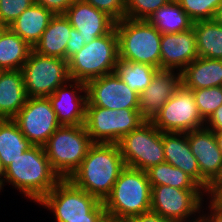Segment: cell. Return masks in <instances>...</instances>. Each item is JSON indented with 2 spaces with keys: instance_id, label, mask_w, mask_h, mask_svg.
Here are the masks:
<instances>
[{
  "instance_id": "cell-1",
  "label": "cell",
  "mask_w": 222,
  "mask_h": 222,
  "mask_svg": "<svg viewBox=\"0 0 222 222\" xmlns=\"http://www.w3.org/2000/svg\"><path fill=\"white\" fill-rule=\"evenodd\" d=\"M125 167L118 143H94L68 179L103 202Z\"/></svg>"
},
{
  "instance_id": "cell-2",
  "label": "cell",
  "mask_w": 222,
  "mask_h": 222,
  "mask_svg": "<svg viewBox=\"0 0 222 222\" xmlns=\"http://www.w3.org/2000/svg\"><path fill=\"white\" fill-rule=\"evenodd\" d=\"M61 180L43 146H32L5 168L3 187L10 185L37 204Z\"/></svg>"
},
{
  "instance_id": "cell-3",
  "label": "cell",
  "mask_w": 222,
  "mask_h": 222,
  "mask_svg": "<svg viewBox=\"0 0 222 222\" xmlns=\"http://www.w3.org/2000/svg\"><path fill=\"white\" fill-rule=\"evenodd\" d=\"M107 214L127 221L151 210V185L146 171L125 167L103 201Z\"/></svg>"
},
{
  "instance_id": "cell-4",
  "label": "cell",
  "mask_w": 222,
  "mask_h": 222,
  "mask_svg": "<svg viewBox=\"0 0 222 222\" xmlns=\"http://www.w3.org/2000/svg\"><path fill=\"white\" fill-rule=\"evenodd\" d=\"M118 58L160 69L161 33L147 20L123 18L115 22Z\"/></svg>"
},
{
  "instance_id": "cell-5",
  "label": "cell",
  "mask_w": 222,
  "mask_h": 222,
  "mask_svg": "<svg viewBox=\"0 0 222 222\" xmlns=\"http://www.w3.org/2000/svg\"><path fill=\"white\" fill-rule=\"evenodd\" d=\"M93 144L84 125H61L43 147L52 169L68 179Z\"/></svg>"
},
{
  "instance_id": "cell-6",
  "label": "cell",
  "mask_w": 222,
  "mask_h": 222,
  "mask_svg": "<svg viewBox=\"0 0 222 222\" xmlns=\"http://www.w3.org/2000/svg\"><path fill=\"white\" fill-rule=\"evenodd\" d=\"M118 60V37L115 27L106 35L92 40L68 61L72 80L88 81L115 71Z\"/></svg>"
},
{
  "instance_id": "cell-7",
  "label": "cell",
  "mask_w": 222,
  "mask_h": 222,
  "mask_svg": "<svg viewBox=\"0 0 222 222\" xmlns=\"http://www.w3.org/2000/svg\"><path fill=\"white\" fill-rule=\"evenodd\" d=\"M118 146L126 167L147 171L165 162L163 133L150 120L125 135Z\"/></svg>"
},
{
  "instance_id": "cell-8",
  "label": "cell",
  "mask_w": 222,
  "mask_h": 222,
  "mask_svg": "<svg viewBox=\"0 0 222 222\" xmlns=\"http://www.w3.org/2000/svg\"><path fill=\"white\" fill-rule=\"evenodd\" d=\"M145 121L138 109L86 106L84 126L94 143H118Z\"/></svg>"
},
{
  "instance_id": "cell-9",
  "label": "cell",
  "mask_w": 222,
  "mask_h": 222,
  "mask_svg": "<svg viewBox=\"0 0 222 222\" xmlns=\"http://www.w3.org/2000/svg\"><path fill=\"white\" fill-rule=\"evenodd\" d=\"M21 71L27 97H48L71 79L66 59L40 55L33 50Z\"/></svg>"
},
{
  "instance_id": "cell-10",
  "label": "cell",
  "mask_w": 222,
  "mask_h": 222,
  "mask_svg": "<svg viewBox=\"0 0 222 222\" xmlns=\"http://www.w3.org/2000/svg\"><path fill=\"white\" fill-rule=\"evenodd\" d=\"M207 196L204 189L151 186V211L177 222H199L200 207Z\"/></svg>"
},
{
  "instance_id": "cell-11",
  "label": "cell",
  "mask_w": 222,
  "mask_h": 222,
  "mask_svg": "<svg viewBox=\"0 0 222 222\" xmlns=\"http://www.w3.org/2000/svg\"><path fill=\"white\" fill-rule=\"evenodd\" d=\"M101 202L69 179H61L37 204L52 212L55 222H66V219L87 218Z\"/></svg>"
},
{
  "instance_id": "cell-12",
  "label": "cell",
  "mask_w": 222,
  "mask_h": 222,
  "mask_svg": "<svg viewBox=\"0 0 222 222\" xmlns=\"http://www.w3.org/2000/svg\"><path fill=\"white\" fill-rule=\"evenodd\" d=\"M150 121L162 133H186L205 126V120L195 103L193 91L186 89L182 84Z\"/></svg>"
},
{
  "instance_id": "cell-13",
  "label": "cell",
  "mask_w": 222,
  "mask_h": 222,
  "mask_svg": "<svg viewBox=\"0 0 222 222\" xmlns=\"http://www.w3.org/2000/svg\"><path fill=\"white\" fill-rule=\"evenodd\" d=\"M13 120L33 146H44L61 126L48 97H28Z\"/></svg>"
},
{
  "instance_id": "cell-14",
  "label": "cell",
  "mask_w": 222,
  "mask_h": 222,
  "mask_svg": "<svg viewBox=\"0 0 222 222\" xmlns=\"http://www.w3.org/2000/svg\"><path fill=\"white\" fill-rule=\"evenodd\" d=\"M87 105L106 109H138L139 94L115 73L103 75L86 83Z\"/></svg>"
},
{
  "instance_id": "cell-15",
  "label": "cell",
  "mask_w": 222,
  "mask_h": 222,
  "mask_svg": "<svg viewBox=\"0 0 222 222\" xmlns=\"http://www.w3.org/2000/svg\"><path fill=\"white\" fill-rule=\"evenodd\" d=\"M186 133L191 152L200 170V186L208 193L222 174V153L217 145L214 131L204 127Z\"/></svg>"
},
{
  "instance_id": "cell-16",
  "label": "cell",
  "mask_w": 222,
  "mask_h": 222,
  "mask_svg": "<svg viewBox=\"0 0 222 222\" xmlns=\"http://www.w3.org/2000/svg\"><path fill=\"white\" fill-rule=\"evenodd\" d=\"M61 125H84L86 118V83L70 79L48 96Z\"/></svg>"
},
{
  "instance_id": "cell-17",
  "label": "cell",
  "mask_w": 222,
  "mask_h": 222,
  "mask_svg": "<svg viewBox=\"0 0 222 222\" xmlns=\"http://www.w3.org/2000/svg\"><path fill=\"white\" fill-rule=\"evenodd\" d=\"M160 52V69L181 73L199 57L193 27L183 32L162 34Z\"/></svg>"
},
{
  "instance_id": "cell-18",
  "label": "cell",
  "mask_w": 222,
  "mask_h": 222,
  "mask_svg": "<svg viewBox=\"0 0 222 222\" xmlns=\"http://www.w3.org/2000/svg\"><path fill=\"white\" fill-rule=\"evenodd\" d=\"M64 15L85 44L108 34L115 27V21L110 16L83 0H75Z\"/></svg>"
},
{
  "instance_id": "cell-19",
  "label": "cell",
  "mask_w": 222,
  "mask_h": 222,
  "mask_svg": "<svg viewBox=\"0 0 222 222\" xmlns=\"http://www.w3.org/2000/svg\"><path fill=\"white\" fill-rule=\"evenodd\" d=\"M181 85V73L159 69L148 87L139 94L138 111L151 120Z\"/></svg>"
},
{
  "instance_id": "cell-20",
  "label": "cell",
  "mask_w": 222,
  "mask_h": 222,
  "mask_svg": "<svg viewBox=\"0 0 222 222\" xmlns=\"http://www.w3.org/2000/svg\"><path fill=\"white\" fill-rule=\"evenodd\" d=\"M163 148L165 162L181 169L200 185V170L187 133L163 132Z\"/></svg>"
},
{
  "instance_id": "cell-21",
  "label": "cell",
  "mask_w": 222,
  "mask_h": 222,
  "mask_svg": "<svg viewBox=\"0 0 222 222\" xmlns=\"http://www.w3.org/2000/svg\"><path fill=\"white\" fill-rule=\"evenodd\" d=\"M21 70L0 73V119H14L27 100Z\"/></svg>"
},
{
  "instance_id": "cell-22",
  "label": "cell",
  "mask_w": 222,
  "mask_h": 222,
  "mask_svg": "<svg viewBox=\"0 0 222 222\" xmlns=\"http://www.w3.org/2000/svg\"><path fill=\"white\" fill-rule=\"evenodd\" d=\"M181 84L188 90L222 86V59L193 60L181 72Z\"/></svg>"
},
{
  "instance_id": "cell-23",
  "label": "cell",
  "mask_w": 222,
  "mask_h": 222,
  "mask_svg": "<svg viewBox=\"0 0 222 222\" xmlns=\"http://www.w3.org/2000/svg\"><path fill=\"white\" fill-rule=\"evenodd\" d=\"M71 29L70 21L64 14L54 15L32 50L40 55L66 59Z\"/></svg>"
},
{
  "instance_id": "cell-24",
  "label": "cell",
  "mask_w": 222,
  "mask_h": 222,
  "mask_svg": "<svg viewBox=\"0 0 222 222\" xmlns=\"http://www.w3.org/2000/svg\"><path fill=\"white\" fill-rule=\"evenodd\" d=\"M53 16L45 7L33 3L8 27L33 48Z\"/></svg>"
},
{
  "instance_id": "cell-25",
  "label": "cell",
  "mask_w": 222,
  "mask_h": 222,
  "mask_svg": "<svg viewBox=\"0 0 222 222\" xmlns=\"http://www.w3.org/2000/svg\"><path fill=\"white\" fill-rule=\"evenodd\" d=\"M32 47L9 27L0 32V69L21 70Z\"/></svg>"
},
{
  "instance_id": "cell-26",
  "label": "cell",
  "mask_w": 222,
  "mask_h": 222,
  "mask_svg": "<svg viewBox=\"0 0 222 222\" xmlns=\"http://www.w3.org/2000/svg\"><path fill=\"white\" fill-rule=\"evenodd\" d=\"M147 21L161 34L183 32L193 26V21L176 0H171L158 8Z\"/></svg>"
},
{
  "instance_id": "cell-27",
  "label": "cell",
  "mask_w": 222,
  "mask_h": 222,
  "mask_svg": "<svg viewBox=\"0 0 222 222\" xmlns=\"http://www.w3.org/2000/svg\"><path fill=\"white\" fill-rule=\"evenodd\" d=\"M32 146L13 119H0V159L5 168Z\"/></svg>"
},
{
  "instance_id": "cell-28",
  "label": "cell",
  "mask_w": 222,
  "mask_h": 222,
  "mask_svg": "<svg viewBox=\"0 0 222 222\" xmlns=\"http://www.w3.org/2000/svg\"><path fill=\"white\" fill-rule=\"evenodd\" d=\"M199 57L222 59V25L212 20L193 22Z\"/></svg>"
},
{
  "instance_id": "cell-29",
  "label": "cell",
  "mask_w": 222,
  "mask_h": 222,
  "mask_svg": "<svg viewBox=\"0 0 222 222\" xmlns=\"http://www.w3.org/2000/svg\"><path fill=\"white\" fill-rule=\"evenodd\" d=\"M151 186L168 185L178 189H203L191 176L167 162L147 171Z\"/></svg>"
},
{
  "instance_id": "cell-30",
  "label": "cell",
  "mask_w": 222,
  "mask_h": 222,
  "mask_svg": "<svg viewBox=\"0 0 222 222\" xmlns=\"http://www.w3.org/2000/svg\"><path fill=\"white\" fill-rule=\"evenodd\" d=\"M158 70L148 64L130 62L118 58L114 72L133 91L140 94L148 87Z\"/></svg>"
},
{
  "instance_id": "cell-31",
  "label": "cell",
  "mask_w": 222,
  "mask_h": 222,
  "mask_svg": "<svg viewBox=\"0 0 222 222\" xmlns=\"http://www.w3.org/2000/svg\"><path fill=\"white\" fill-rule=\"evenodd\" d=\"M192 91L198 111L206 121L208 117L222 105V86L201 88Z\"/></svg>"
},
{
  "instance_id": "cell-32",
  "label": "cell",
  "mask_w": 222,
  "mask_h": 222,
  "mask_svg": "<svg viewBox=\"0 0 222 222\" xmlns=\"http://www.w3.org/2000/svg\"><path fill=\"white\" fill-rule=\"evenodd\" d=\"M193 21L212 20L222 0H176Z\"/></svg>"
},
{
  "instance_id": "cell-33",
  "label": "cell",
  "mask_w": 222,
  "mask_h": 222,
  "mask_svg": "<svg viewBox=\"0 0 222 222\" xmlns=\"http://www.w3.org/2000/svg\"><path fill=\"white\" fill-rule=\"evenodd\" d=\"M171 0H126L125 17L133 20H147L158 8Z\"/></svg>"
},
{
  "instance_id": "cell-34",
  "label": "cell",
  "mask_w": 222,
  "mask_h": 222,
  "mask_svg": "<svg viewBox=\"0 0 222 222\" xmlns=\"http://www.w3.org/2000/svg\"><path fill=\"white\" fill-rule=\"evenodd\" d=\"M34 0H0V23L8 27Z\"/></svg>"
},
{
  "instance_id": "cell-35",
  "label": "cell",
  "mask_w": 222,
  "mask_h": 222,
  "mask_svg": "<svg viewBox=\"0 0 222 222\" xmlns=\"http://www.w3.org/2000/svg\"><path fill=\"white\" fill-rule=\"evenodd\" d=\"M96 9L103 11L115 22L125 18L126 0H83Z\"/></svg>"
},
{
  "instance_id": "cell-36",
  "label": "cell",
  "mask_w": 222,
  "mask_h": 222,
  "mask_svg": "<svg viewBox=\"0 0 222 222\" xmlns=\"http://www.w3.org/2000/svg\"><path fill=\"white\" fill-rule=\"evenodd\" d=\"M199 222H222V204L207 196L200 207Z\"/></svg>"
},
{
  "instance_id": "cell-37",
  "label": "cell",
  "mask_w": 222,
  "mask_h": 222,
  "mask_svg": "<svg viewBox=\"0 0 222 222\" xmlns=\"http://www.w3.org/2000/svg\"><path fill=\"white\" fill-rule=\"evenodd\" d=\"M74 1L75 0H34V3L45 7L56 15L65 14Z\"/></svg>"
},
{
  "instance_id": "cell-38",
  "label": "cell",
  "mask_w": 222,
  "mask_h": 222,
  "mask_svg": "<svg viewBox=\"0 0 222 222\" xmlns=\"http://www.w3.org/2000/svg\"><path fill=\"white\" fill-rule=\"evenodd\" d=\"M84 45L85 41L82 39L80 33L76 29L72 28L70 30V38L67 41L66 60L79 52Z\"/></svg>"
},
{
  "instance_id": "cell-39",
  "label": "cell",
  "mask_w": 222,
  "mask_h": 222,
  "mask_svg": "<svg viewBox=\"0 0 222 222\" xmlns=\"http://www.w3.org/2000/svg\"><path fill=\"white\" fill-rule=\"evenodd\" d=\"M126 222H177L168 218H165L158 213L148 211L140 215L129 218Z\"/></svg>"
},
{
  "instance_id": "cell-40",
  "label": "cell",
  "mask_w": 222,
  "mask_h": 222,
  "mask_svg": "<svg viewBox=\"0 0 222 222\" xmlns=\"http://www.w3.org/2000/svg\"><path fill=\"white\" fill-rule=\"evenodd\" d=\"M204 127L211 131H222V105L208 117Z\"/></svg>"
},
{
  "instance_id": "cell-41",
  "label": "cell",
  "mask_w": 222,
  "mask_h": 222,
  "mask_svg": "<svg viewBox=\"0 0 222 222\" xmlns=\"http://www.w3.org/2000/svg\"><path fill=\"white\" fill-rule=\"evenodd\" d=\"M106 213L103 202H101L87 218L66 219V222H98L100 218Z\"/></svg>"
},
{
  "instance_id": "cell-42",
  "label": "cell",
  "mask_w": 222,
  "mask_h": 222,
  "mask_svg": "<svg viewBox=\"0 0 222 222\" xmlns=\"http://www.w3.org/2000/svg\"><path fill=\"white\" fill-rule=\"evenodd\" d=\"M222 192V174L219 179L211 186L208 196L216 198Z\"/></svg>"
},
{
  "instance_id": "cell-43",
  "label": "cell",
  "mask_w": 222,
  "mask_h": 222,
  "mask_svg": "<svg viewBox=\"0 0 222 222\" xmlns=\"http://www.w3.org/2000/svg\"><path fill=\"white\" fill-rule=\"evenodd\" d=\"M98 222H126L116 216L105 213Z\"/></svg>"
},
{
  "instance_id": "cell-44",
  "label": "cell",
  "mask_w": 222,
  "mask_h": 222,
  "mask_svg": "<svg viewBox=\"0 0 222 222\" xmlns=\"http://www.w3.org/2000/svg\"><path fill=\"white\" fill-rule=\"evenodd\" d=\"M213 20L222 25V4L216 9Z\"/></svg>"
},
{
  "instance_id": "cell-45",
  "label": "cell",
  "mask_w": 222,
  "mask_h": 222,
  "mask_svg": "<svg viewBox=\"0 0 222 222\" xmlns=\"http://www.w3.org/2000/svg\"><path fill=\"white\" fill-rule=\"evenodd\" d=\"M214 136L219 147V150L222 153V131H214Z\"/></svg>"
},
{
  "instance_id": "cell-46",
  "label": "cell",
  "mask_w": 222,
  "mask_h": 222,
  "mask_svg": "<svg viewBox=\"0 0 222 222\" xmlns=\"http://www.w3.org/2000/svg\"><path fill=\"white\" fill-rule=\"evenodd\" d=\"M5 178V167L3 166L2 160L0 159V181L3 183Z\"/></svg>"
},
{
  "instance_id": "cell-47",
  "label": "cell",
  "mask_w": 222,
  "mask_h": 222,
  "mask_svg": "<svg viewBox=\"0 0 222 222\" xmlns=\"http://www.w3.org/2000/svg\"><path fill=\"white\" fill-rule=\"evenodd\" d=\"M215 199L222 204V192Z\"/></svg>"
},
{
  "instance_id": "cell-48",
  "label": "cell",
  "mask_w": 222,
  "mask_h": 222,
  "mask_svg": "<svg viewBox=\"0 0 222 222\" xmlns=\"http://www.w3.org/2000/svg\"><path fill=\"white\" fill-rule=\"evenodd\" d=\"M4 191L3 183L0 181V193Z\"/></svg>"
},
{
  "instance_id": "cell-49",
  "label": "cell",
  "mask_w": 222,
  "mask_h": 222,
  "mask_svg": "<svg viewBox=\"0 0 222 222\" xmlns=\"http://www.w3.org/2000/svg\"><path fill=\"white\" fill-rule=\"evenodd\" d=\"M4 26L0 23V32L3 30Z\"/></svg>"
}]
</instances>
